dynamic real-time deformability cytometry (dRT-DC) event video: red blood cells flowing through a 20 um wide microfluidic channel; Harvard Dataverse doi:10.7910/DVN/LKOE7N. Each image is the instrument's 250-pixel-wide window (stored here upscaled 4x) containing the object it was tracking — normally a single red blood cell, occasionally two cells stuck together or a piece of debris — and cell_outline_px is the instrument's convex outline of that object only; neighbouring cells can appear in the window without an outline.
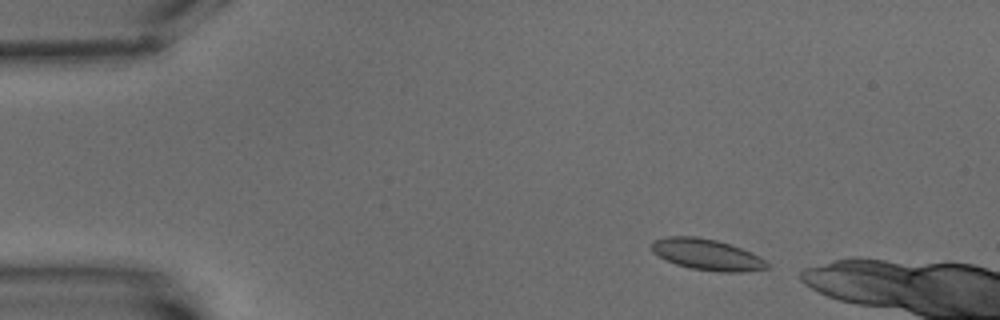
{"species": "common noctule bat (a hibernating species)", "species_latin": "Nyctalus noctula", "temperature_condition": "warm", "stored_images_in_passage": 2, "camera_frame_rate_fps": 3000, "um_per_image_px": 0.085, "animal": {"sex": "male", "body_mass_g": 15.6}, "frame": {"image": 1, "passage_image": 1, "time_ms": 0.0, "image_size_px": [1000, 320], "cell_outline_px": [[768, 268], [740, 272], [720, 272], [692, 268], [676, 264], [652, 252], [652, 240], [668, 236], [696, 236], [716, 240], [752, 252], [760, 256], [768, 264]], "centroid_in_image_um": [60.09, 21.63], "position_along_channel_um": 24.9, "area_um2": 20.69}}